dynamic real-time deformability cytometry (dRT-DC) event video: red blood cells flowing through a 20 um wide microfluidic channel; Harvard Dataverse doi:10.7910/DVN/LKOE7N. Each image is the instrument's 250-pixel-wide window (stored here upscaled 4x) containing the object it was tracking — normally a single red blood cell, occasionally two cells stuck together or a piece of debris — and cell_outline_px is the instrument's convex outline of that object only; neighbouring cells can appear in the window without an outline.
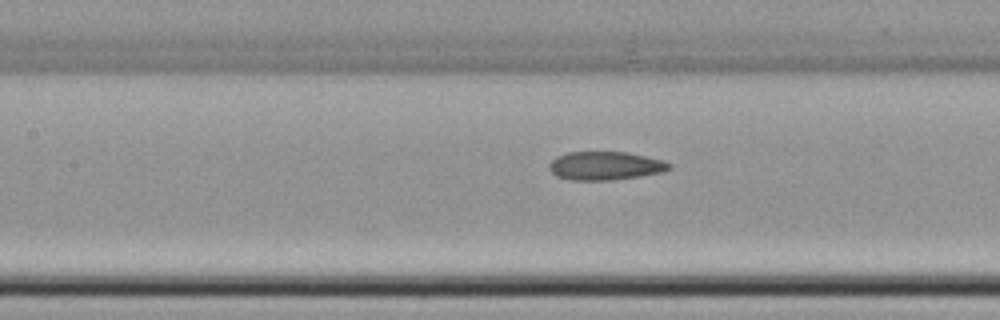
{"species": "common noctule bat (a hibernating species)", "species_latin": "Nyctalus noctula", "temperature_condition": "cold", "stored_images_in_passage": 31, "camera_frame_rate_fps": 3000, "um_per_image_px": 0.085, "animal": {"sex": "female", "body_mass_g": 22.7, "forearm_length_mm": 54.2}, "frame": {"image": 1, "passage_image": 22, "time_ms": 7.0, "image_size_px": [1000, 320], "cell_outline_px": [[672, 168], [660, 172], [640, 176], [612, 180], [568, 180], [556, 176], [548, 168], [548, 164], [556, 156], [568, 152], [628, 152], [664, 160], [672, 164]], "centroid_in_image_um": [51.43, 14.09], "position_along_channel_um": 156.0, "area_um2": 20.06}}